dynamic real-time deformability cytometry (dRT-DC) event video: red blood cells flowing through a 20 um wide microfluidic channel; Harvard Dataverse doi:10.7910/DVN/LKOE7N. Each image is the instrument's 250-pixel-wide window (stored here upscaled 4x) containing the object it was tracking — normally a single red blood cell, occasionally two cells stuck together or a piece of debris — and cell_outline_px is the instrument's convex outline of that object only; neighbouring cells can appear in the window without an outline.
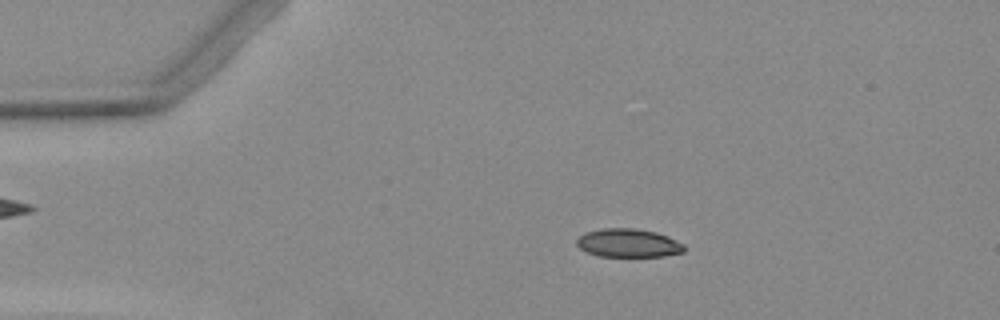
{"species": "Egyptian fruit bat (a non-hibernating species)", "species_latin": "Rousettus aegyptiacus", "temperature_condition": "warm", "stored_images_in_passage": 6, "camera_frame_rate_fps": 3000, "um_per_image_px": 0.085, "animal": {"sex": "female"}, "frame": {"image": 1, "passage_image": 3, "time_ms": 2.667, "image_size_px": [1000, 320], "cell_outline_px": [[684, 252], [664, 256], [596, 256], [580, 248], [576, 244], [576, 240], [584, 232], [604, 228], [636, 228], [656, 232], [668, 236], [684, 244]], "centroid_in_image_um": [53.4, 20.65], "position_along_channel_um": 31.6, "area_um2": 17.86}}
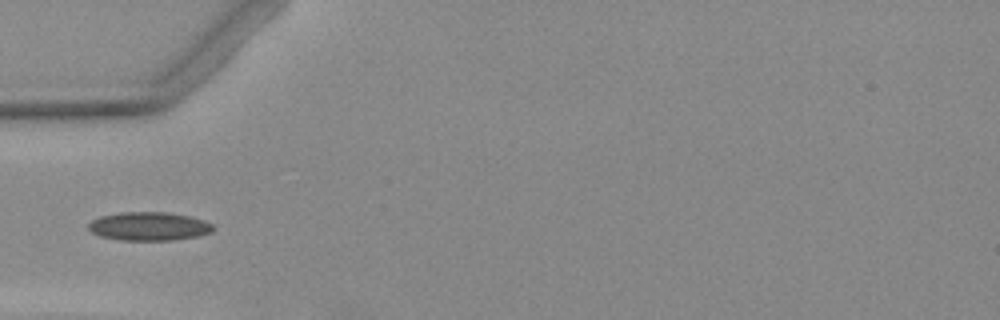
{"frame": {"image": 2, "passage_image": 5, "time_ms": 5.0, "image_size_px": [1000, 320], "cell_outline_px": [[212, 232], [196, 236], [172, 240], [120, 240], [100, 236], [92, 232], [88, 228], [88, 224], [92, 220], [100, 216], [120, 212], [164, 212], [188, 216], [212, 224]], "centroid_in_image_um": [12.6, 19.23], "position_along_channel_um": 72.4, "area_um2": 20.46}}
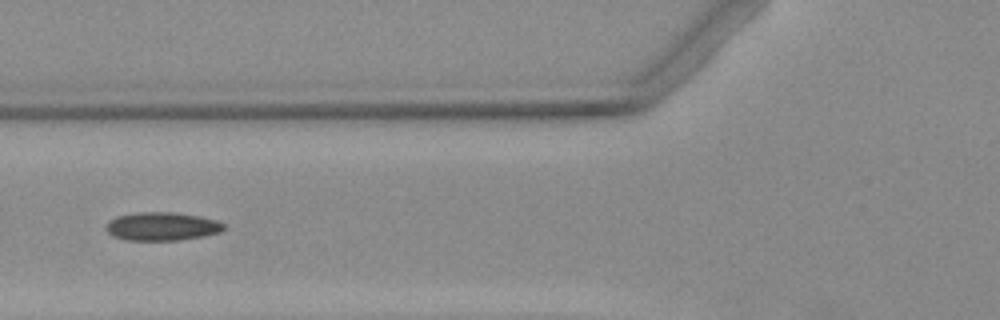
{"frame": {"image": 3, "passage_image": 6, "time_ms": 6.0, "image_size_px": [1000, 320], "cell_outline_px": [[224, 228], [220, 232], [204, 236], [180, 240], [128, 240], [112, 236], [104, 228], [108, 220], [116, 216], [140, 212], [176, 212], [200, 216], [216, 220], [224, 224]], "centroid_in_image_um": [13.74, 19.24], "position_along_channel_um": 112.1, "area_um2": 19.59}}